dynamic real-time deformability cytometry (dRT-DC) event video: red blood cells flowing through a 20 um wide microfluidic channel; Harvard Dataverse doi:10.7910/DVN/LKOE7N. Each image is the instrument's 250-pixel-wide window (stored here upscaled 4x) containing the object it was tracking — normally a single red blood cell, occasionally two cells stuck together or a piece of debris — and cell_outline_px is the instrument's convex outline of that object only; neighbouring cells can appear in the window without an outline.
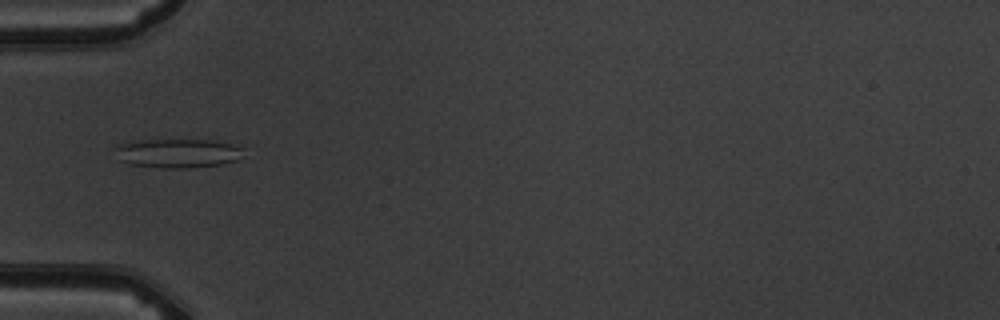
{"species": "common noctule bat (a hibernating species)", "species_latin": "Nyctalus noctula", "temperature_condition": "warm", "stored_images_in_passage": 6, "camera_frame_rate_fps": 3000, "um_per_image_px": 0.085, "animal": {"sex": "male", "body_mass_g": 19.5, "forearm_length_mm": 54.6}, "frame": {"image": 1, "passage_image": 6, "time_ms": 5.667, "image_size_px": [1000, 320], "cell_outline_px": [[244, 148], [236, 160], [224, 164], [188, 168], [164, 168], [128, 164], [120, 160], [112, 148], [116, 144], [144, 140], [212, 140], [232, 144]], "centroid_in_image_um": [15.05, 13.02], "position_along_channel_um": 69.9, "area_um2": 21.79}}